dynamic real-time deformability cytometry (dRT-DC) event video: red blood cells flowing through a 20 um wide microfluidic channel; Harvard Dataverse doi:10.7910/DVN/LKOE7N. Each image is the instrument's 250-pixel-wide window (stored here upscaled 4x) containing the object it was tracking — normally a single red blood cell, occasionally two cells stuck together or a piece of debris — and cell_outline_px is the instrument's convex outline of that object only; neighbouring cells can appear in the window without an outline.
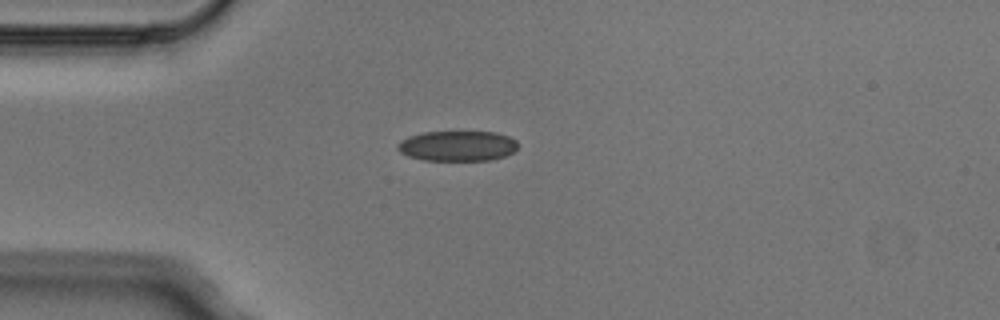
{"species": "Egyptian fruit bat (a non-hibernating species)", "species_latin": "Rousettus aegyptiacus", "temperature_condition": "cold", "stored_images_in_passage": 5, "camera_frame_rate_fps": 3000, "um_per_image_px": 0.085, "animal": {"sex": "male"}, "frame": {"image": 1, "passage_image": 5, "time_ms": 1.333, "image_size_px": [1000, 320], "cell_outline_px": [[516, 148], [512, 152], [504, 156], [492, 160], [424, 160], [408, 156], [400, 152], [396, 148], [396, 144], [400, 140], [408, 136], [424, 132], [496, 132], [508, 136], [516, 140]], "centroid_in_image_um": [38.84, 12.4], "position_along_channel_um": 46.2, "area_um2": 21.21}}